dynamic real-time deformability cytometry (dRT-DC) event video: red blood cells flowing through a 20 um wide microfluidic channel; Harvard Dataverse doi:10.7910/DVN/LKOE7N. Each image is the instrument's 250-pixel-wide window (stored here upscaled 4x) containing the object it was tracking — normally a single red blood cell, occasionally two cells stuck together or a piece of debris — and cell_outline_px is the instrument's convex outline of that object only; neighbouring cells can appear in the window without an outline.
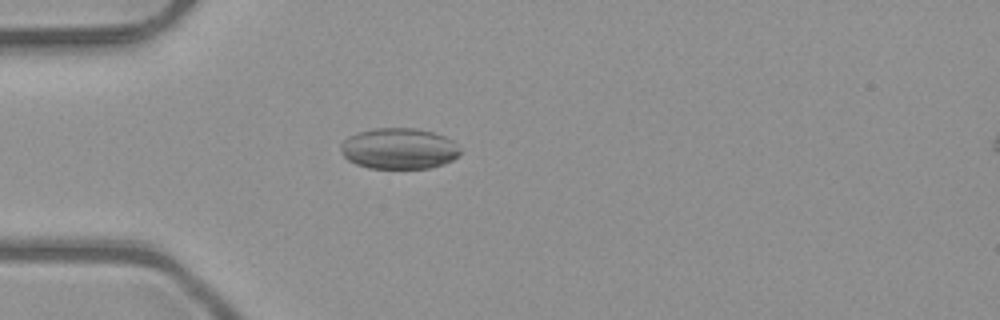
{"species": "common noctule bat (a hibernating species)", "species_latin": "Nyctalus noctula", "temperature_condition": "room temperature", "stored_images_in_passage": 4, "camera_frame_rate_fps": 3000, "um_per_image_px": 0.085, "animal": {"sex": "male", "body_mass_g": 23.1, "forearm_length_mm": 52.7}, "frame": {"image": 1, "passage_image": 4, "time_ms": 1.0, "image_size_px": [1000, 320], "cell_outline_px": [[460, 156], [444, 164], [428, 168], [368, 168], [356, 164], [348, 160], [344, 156], [340, 148], [340, 144], [348, 136], [360, 132], [376, 128], [416, 128], [432, 132], [444, 136], [452, 140], [460, 148]], "centroid_in_image_um": [33.92, 12.63], "position_along_channel_um": 51.1, "area_um2": 28.55}}